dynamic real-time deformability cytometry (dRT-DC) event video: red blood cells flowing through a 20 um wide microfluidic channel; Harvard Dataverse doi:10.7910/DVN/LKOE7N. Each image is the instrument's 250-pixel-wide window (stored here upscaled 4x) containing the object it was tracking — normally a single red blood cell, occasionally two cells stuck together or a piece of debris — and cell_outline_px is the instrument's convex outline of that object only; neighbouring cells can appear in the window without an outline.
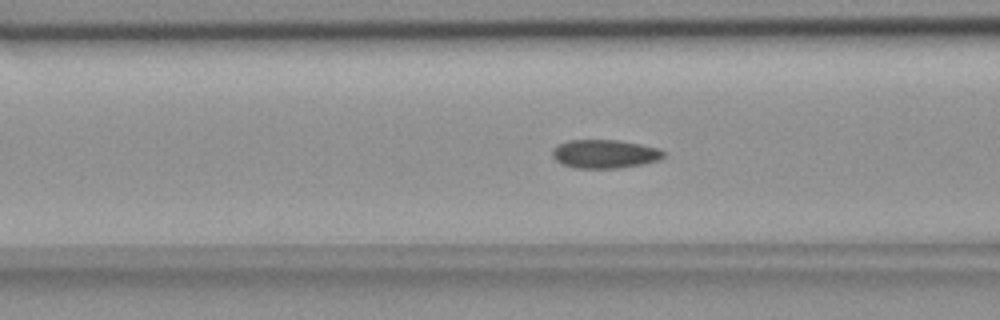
{"species": "common noctule bat (a hibernating species)", "species_latin": "Nyctalus noctula", "temperature_condition": "room temperature", "stored_images_in_passage": 57, "camera_frame_rate_fps": 3000, "um_per_image_px": 0.085, "animal": {"sex": "female", "body_mass_g": 18.4}, "frame": {"image": 1, "passage_image": 22, "time_ms": 7.0, "image_size_px": [1000, 320], "cell_outline_px": [[664, 156], [660, 160], [644, 164], [620, 168], [576, 168], [564, 164], [556, 160], [552, 156], [552, 148], [556, 144], [568, 140], [616, 140], [640, 144], [660, 148], [664, 152]], "centroid_in_image_um": [51.4, 13.08], "position_along_channel_um": 115.2, "area_um2": 18.67}}
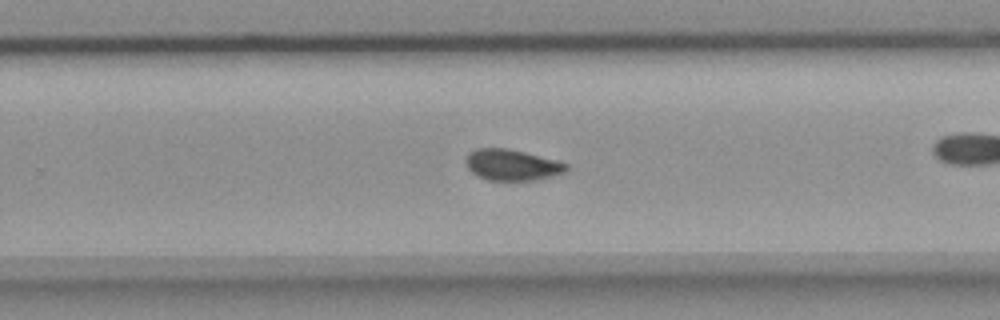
{"frame": {"image": 2, "passage_image": 36, "time_ms": 11.667, "image_size_px": [1000, 320], "cell_outline_px": [[568, 172], [552, 176], [532, 180], [488, 180], [476, 176], [468, 168], [464, 160], [472, 152], [480, 148], [508, 148], [560, 160], [568, 164]], "centroid_in_image_um": [43.58, 14.02], "position_along_channel_um": 286.2, "area_um2": 18.32}}
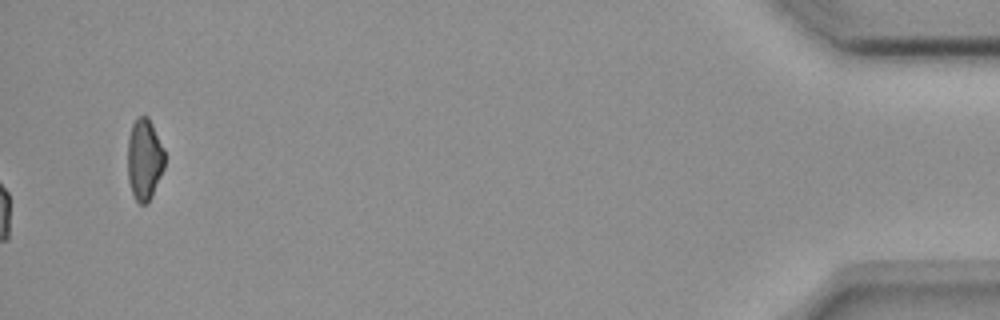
{"frame": {"image": 3, "passage_image": 57, "time_ms": 18.667, "image_size_px": [1000, 320], "cell_outline_px": [[164, 168], [152, 196], [148, 204], [140, 204], [136, 200], [132, 192], [128, 180], [128, 136], [132, 124], [136, 116], [148, 116], [164, 148]], "centroid_in_image_um": [12.27, 13.54], "position_along_channel_um": 422.9, "area_um2": 17.69}, "authors_computed_cell_mechanics": {"area_um2": 18.3226, "velocity_mm_per_s": 3.6804, "shape_relaxation_time_tau1_ms": 7.5455, "shape_relaxation_time_tau2_ms": 1.5065, "deformation_change_tau1": 0.1245, "deformation_change_tau2": 0.0524}}